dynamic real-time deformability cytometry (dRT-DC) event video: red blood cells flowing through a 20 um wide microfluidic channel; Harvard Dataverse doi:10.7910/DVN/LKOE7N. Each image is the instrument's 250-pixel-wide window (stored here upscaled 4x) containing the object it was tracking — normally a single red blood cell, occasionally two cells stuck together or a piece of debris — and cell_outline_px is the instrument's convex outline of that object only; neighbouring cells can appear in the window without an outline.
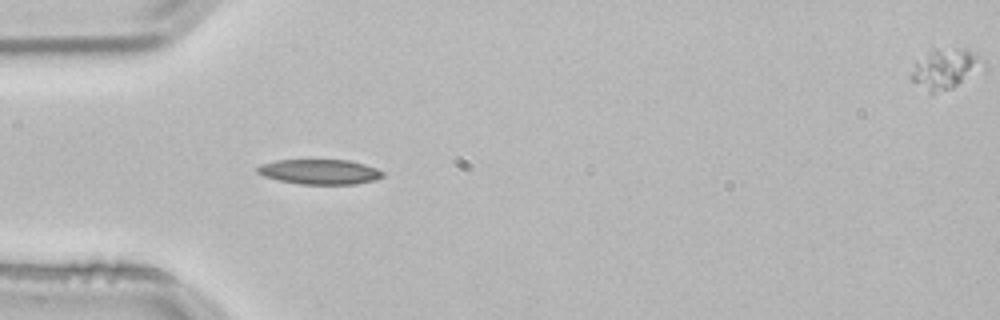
{"species": "common noctule bat (a hibernating species)", "species_latin": "Nyctalus noctula", "temperature_condition": "room temperature", "stored_images_in_passage": 38, "camera_frame_rate_fps": 3000, "um_per_image_px": 0.085, "animal": {"sex": "male", "body_mass_g": 21.5, "forearm_length_mm": 52.0}, "frame": {"image": 1, "passage_image": 1, "time_ms": 0.0, "image_size_px": [1000, 320], "cell_outline_px": [[384, 176], [376, 180], [356, 184], [300, 184], [280, 180], [264, 176], [256, 172], [256, 168], [260, 164], [276, 160], [348, 160], [364, 164], [376, 168], [384, 172]], "centroid_in_image_um": [27.18, 14.6], "position_along_channel_um": 57.8, "area_um2": 18.26}}
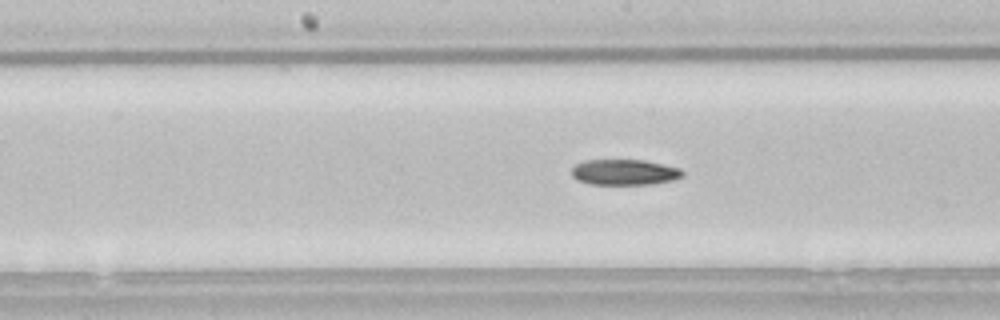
{"frame": {"image": 2, "passage_image": 12, "time_ms": 3.667, "image_size_px": [1000, 320], "cell_outline_px": [[684, 176], [672, 180], [648, 184], [588, 184], [576, 180], [572, 176], [572, 168], [576, 164], [584, 160], [644, 160], [680, 168], [684, 172]], "centroid_in_image_um": [53.06, 14.63], "position_along_channel_um": 195.1, "area_um2": 16.59}}
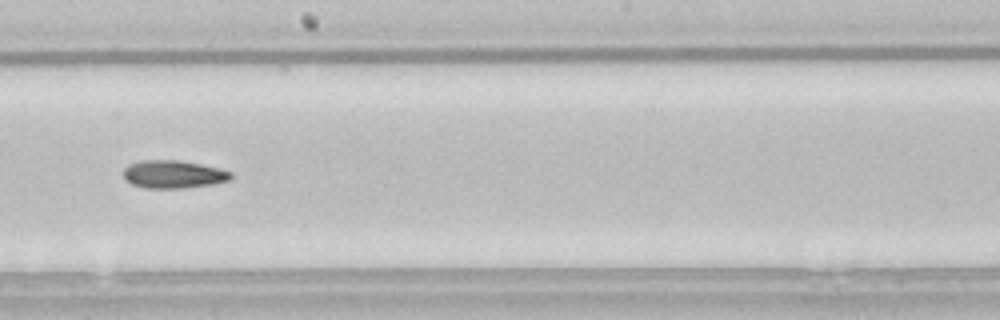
{"frame": {"image": 3, "passage_image": 15, "time_ms": 4.667, "image_size_px": [1000, 320], "cell_outline_px": [[232, 180], [212, 184], [188, 188], [144, 188], [132, 184], [124, 180], [124, 168], [128, 164], [144, 160], [180, 160], [220, 168], [232, 172]], "centroid_in_image_um": [14.75, 14.82], "position_along_channel_um": 233.4, "area_um2": 17.69}}